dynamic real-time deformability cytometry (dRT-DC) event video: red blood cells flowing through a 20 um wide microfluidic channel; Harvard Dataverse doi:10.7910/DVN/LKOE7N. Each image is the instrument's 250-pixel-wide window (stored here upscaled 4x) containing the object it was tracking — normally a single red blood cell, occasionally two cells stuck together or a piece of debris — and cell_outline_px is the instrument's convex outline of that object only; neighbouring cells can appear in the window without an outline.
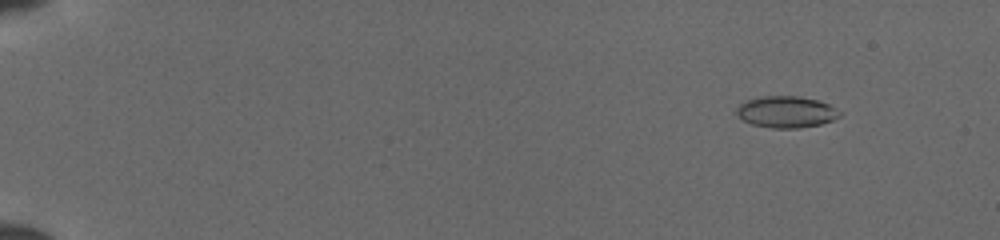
{"species": "common noctule bat (a hibernating species)", "species_latin": "Nyctalus noctula", "temperature_condition": "cold", "stored_images_in_passage": 52, "segment_of_instrument_passage": [1, 2], "camera_frame_rate_fps": 3000, "um_per_image_px": 0.085, "animal": {"sex": "female", "body_mass_g": 19.5, "forearm_length_mm": 54.1}, "frame": {"image": 1, "passage_image": 6, "time_ms": 1.667, "image_size_px": [1000, 240], "cell_outline_px": [[840, 116], [832, 120], [820, 124], [800, 128], [772, 128], [752, 124], [744, 120], [736, 112], [736, 108], [740, 104], [748, 100], [760, 96], [800, 96], [816, 100], [828, 104], [836, 108], [840, 112]], "centroid_in_image_um": [66.83, 9.51], "position_along_channel_um": 18.2, "area_um2": 18.79}}
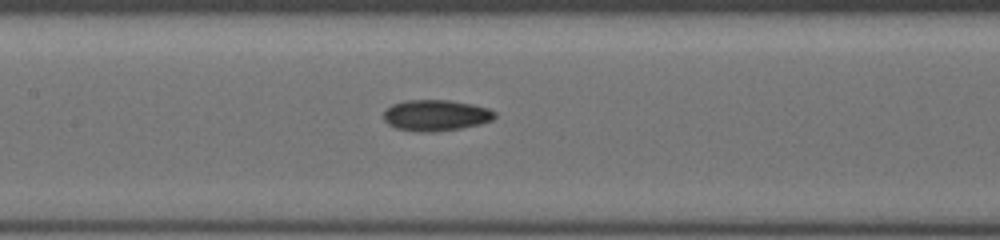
{"frame": {"image": 2, "passage_image": 27, "time_ms": 8.667, "image_size_px": [1000, 240], "cell_outline_px": [[496, 116], [492, 120], [480, 124], [460, 128], [436, 132], [416, 132], [396, 128], [388, 124], [384, 120], [384, 112], [392, 104], [404, 100], [448, 100], [472, 104], [488, 108], [496, 112]], "centroid_in_image_um": [37.04, 9.81], "position_along_channel_um": 170.4, "area_um2": 20.23}}
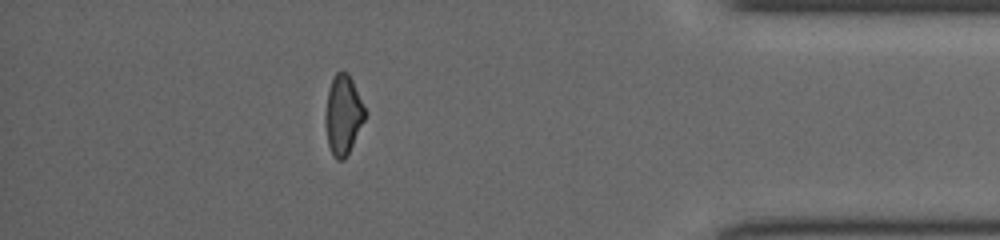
{"frame": {"image": 3, "passage_image": 46, "time_ms": 15.0, "image_size_px": [1000, 240], "cell_outline_px": [[368, 112], [344, 160], [336, 160], [332, 156], [328, 144], [324, 124], [324, 116], [328, 92], [332, 80], [336, 72], [348, 72]], "centroid_in_image_um": [29.16, 9.77], "position_along_channel_um": 406.0, "area_um2": 18.38}}